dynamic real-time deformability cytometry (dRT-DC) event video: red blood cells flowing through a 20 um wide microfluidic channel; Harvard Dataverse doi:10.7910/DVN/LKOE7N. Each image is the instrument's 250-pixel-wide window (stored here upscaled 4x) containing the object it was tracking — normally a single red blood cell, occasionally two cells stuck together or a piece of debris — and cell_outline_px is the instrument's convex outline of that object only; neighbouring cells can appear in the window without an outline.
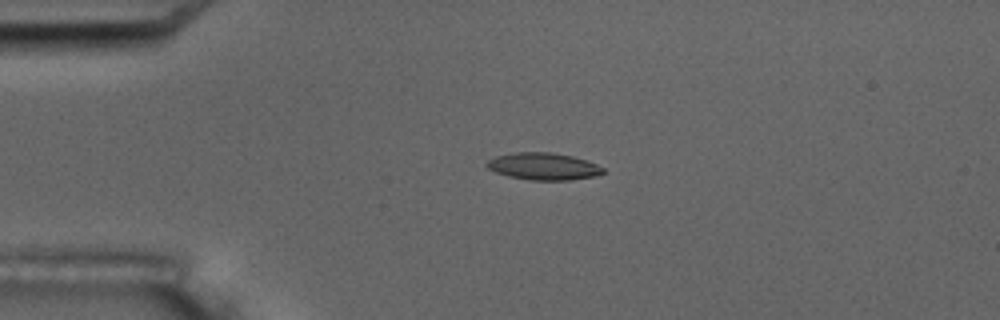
{"species": "common noctule bat (a hibernating species)", "species_latin": "Nyctalus noctula", "temperature_condition": "room temperature", "stored_images_in_passage": 2, "camera_frame_rate_fps": 3000, "um_per_image_px": 0.085, "animal": {"sex": "male", "body_mass_g": 17.5, "forearm_length_mm": 52.3}, "frame": {"image": 1, "passage_image": 1, "time_ms": 0.0, "image_size_px": [1000, 320], "cell_outline_px": [[604, 172], [596, 176], [572, 180], [532, 180], [508, 176], [496, 172], [488, 168], [484, 164], [488, 160], [496, 156], [516, 152], [548, 152], [572, 156], [588, 160], [604, 168]], "centroid_in_image_um": [46.2, 14.14], "position_along_channel_um": 38.8, "area_um2": 18.38}}